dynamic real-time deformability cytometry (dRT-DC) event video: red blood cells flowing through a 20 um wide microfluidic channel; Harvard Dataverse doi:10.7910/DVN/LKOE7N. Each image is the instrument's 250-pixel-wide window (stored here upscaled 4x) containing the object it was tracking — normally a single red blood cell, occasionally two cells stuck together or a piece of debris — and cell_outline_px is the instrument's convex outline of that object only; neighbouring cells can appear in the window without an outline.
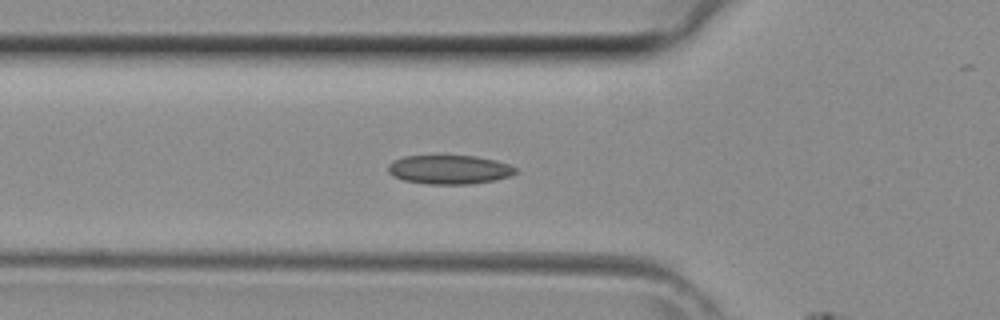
{"species": "common noctule bat (a hibernating species)", "species_latin": "Nyctalus noctula", "temperature_condition": "room temperature", "stored_images_in_passage": 44, "camera_frame_rate_fps": 3000, "um_per_image_px": 0.085, "animal": {"sex": "female", "body_mass_g": 29.2, "forearm_length_mm": 56.3}, "frame": {"image": 1, "passage_image": 15, "time_ms": 4.667, "image_size_px": [1000, 320], "cell_outline_px": [[516, 172], [512, 176], [496, 180], [472, 184], [428, 184], [404, 180], [392, 176], [388, 172], [388, 164], [392, 160], [404, 156], [476, 156], [496, 160], [508, 164], [516, 168]], "centroid_in_image_um": [38.19, 14.42], "position_along_channel_um": 87.6, "area_um2": 21.68}}
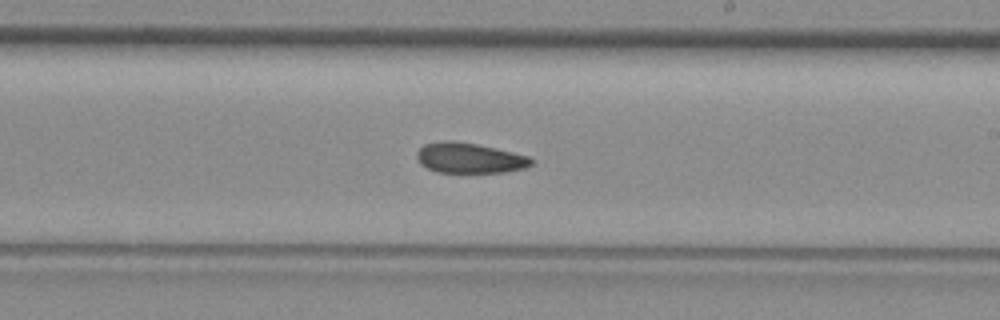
{"frame": {"image": 2, "passage_image": 25, "time_ms": 8.0, "image_size_px": [1000, 320], "cell_outline_px": [[532, 164], [524, 168], [504, 172], [436, 172], [420, 164], [416, 156], [416, 152], [424, 144], [444, 140], [456, 140], [496, 148], [528, 156], [532, 160]], "centroid_in_image_um": [39.86, 13.42], "position_along_channel_um": 249.1, "area_um2": 20.17}}
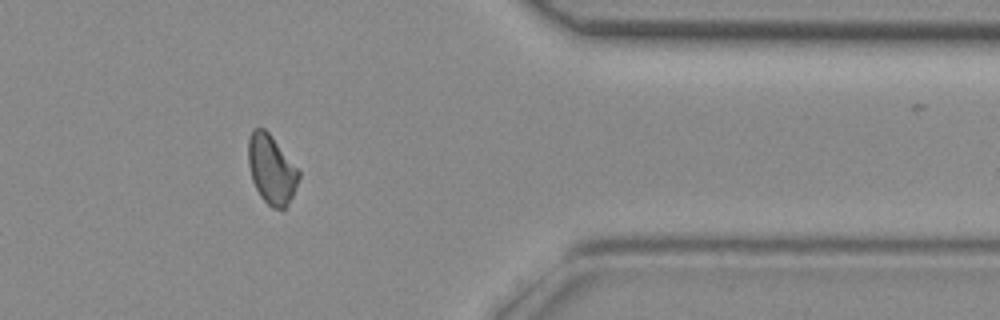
{"frame": {"image": 3, "passage_image": 35, "time_ms": 11.333, "image_size_px": [1000, 320], "cell_outline_px": [[300, 176], [292, 196], [284, 212], [272, 208], [260, 196], [252, 180], [248, 164], [248, 136], [252, 128], [264, 128], [272, 136], [300, 172]], "centroid_in_image_um": [23.06, 14.41], "position_along_channel_um": 388.3, "area_um2": 20.4}}